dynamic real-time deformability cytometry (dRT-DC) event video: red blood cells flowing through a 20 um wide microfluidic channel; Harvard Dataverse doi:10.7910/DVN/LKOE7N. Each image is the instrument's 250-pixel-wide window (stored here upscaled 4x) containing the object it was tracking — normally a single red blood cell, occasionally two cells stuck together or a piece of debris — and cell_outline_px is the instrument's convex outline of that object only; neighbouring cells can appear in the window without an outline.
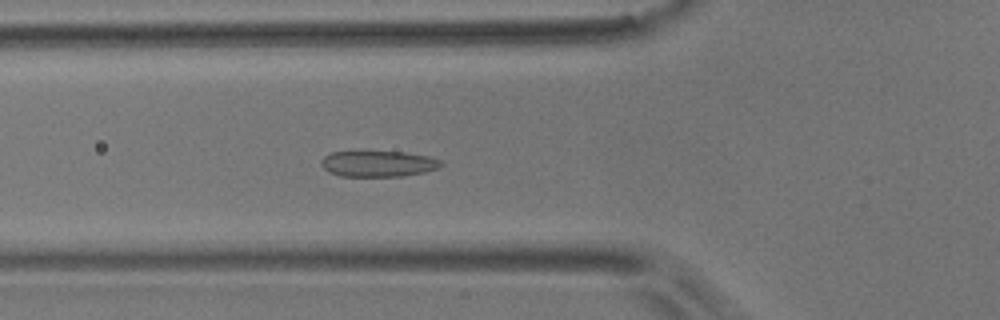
{"species": "common noctule bat (a hibernating species)", "species_latin": "Nyctalus noctula", "temperature_condition": "room temperature", "stored_images_in_passage": 54, "camera_frame_rate_fps": 3000, "um_per_image_px": 0.085, "animal": {"sex": "male", "body_mass_g": 17.9}, "frame": {"image": 1, "passage_image": 19, "time_ms": 6.0, "image_size_px": [1000, 320], "cell_outline_px": [[444, 164], [440, 168], [424, 172], [404, 176], [340, 176], [328, 172], [320, 164], [320, 160], [324, 156], [332, 152], [404, 152], [428, 156], [440, 160]], "centroid_in_image_um": [32.15, 13.92], "position_along_channel_um": 93.6, "area_um2": 18.15}}
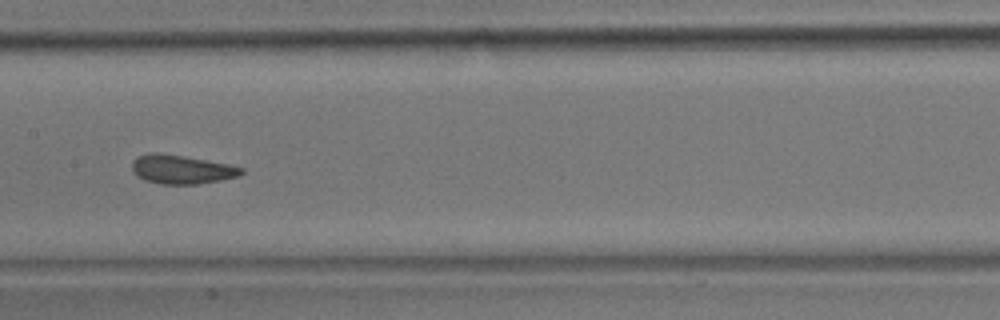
{"frame": {"image": 2, "passage_image": 27, "time_ms": 8.667, "image_size_px": [1000, 320], "cell_outline_px": [[244, 172], [240, 176], [220, 180], [196, 184], [160, 184], [144, 180], [136, 176], [132, 172], [132, 160], [140, 156], [152, 152], [156, 152], [184, 156], [228, 164], [244, 168]], "centroid_in_image_um": [15.42, 14.4], "position_along_channel_um": 192.0, "area_um2": 18.44}}
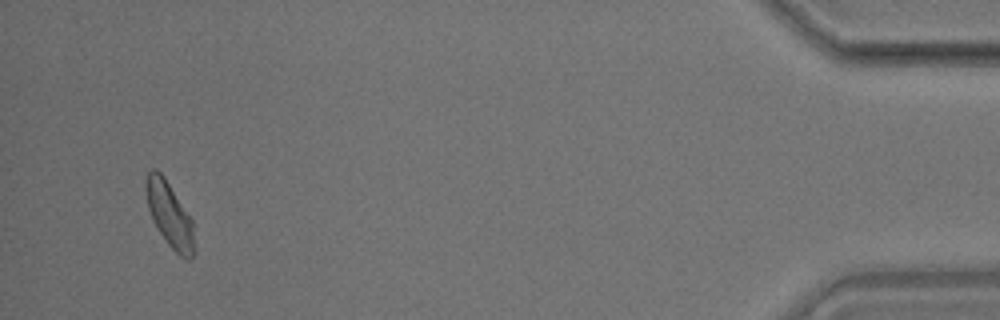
{"frame": {"image": 3, "passage_image": 52, "time_ms": 17.0, "image_size_px": [1000, 320], "cell_outline_px": [[196, 252], [188, 260], [180, 256], [168, 244], [152, 220], [148, 208], [144, 188], [144, 180], [148, 172], [152, 168], [156, 168], [164, 176], [192, 220]], "centroid_in_image_um": [14.4, 18.23], "position_along_channel_um": 420.8, "area_um2": 18.44}, "authors_computed_cell_mechanics": {"area_um2": 18.3804, "velocity_mm_per_s": 3.6674, "shape_relaxation_time_tau1_ms": 4.006, "shape_relaxation_time_tau2_ms": 2.2418, "deformation_change_tau1": 0.0934, "deformation_change_tau2": 0.0668}}